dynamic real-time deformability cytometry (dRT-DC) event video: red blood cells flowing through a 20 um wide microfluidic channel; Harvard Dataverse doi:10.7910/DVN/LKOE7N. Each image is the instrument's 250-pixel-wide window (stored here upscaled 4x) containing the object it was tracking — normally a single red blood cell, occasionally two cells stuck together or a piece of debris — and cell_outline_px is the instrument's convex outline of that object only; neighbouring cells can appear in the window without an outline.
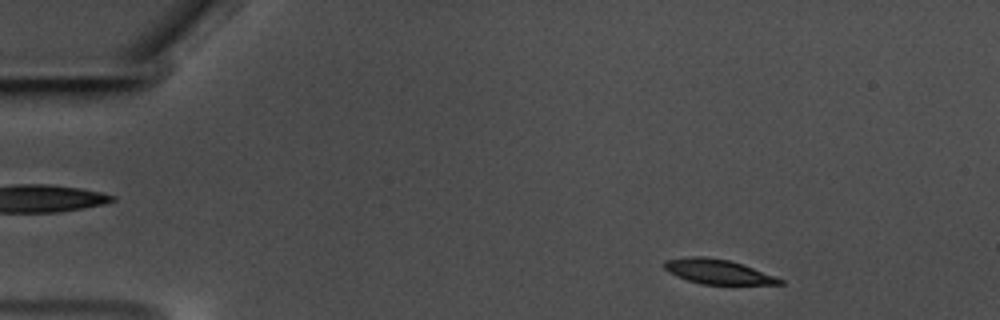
{"species": "common noctule bat (a hibernating species)", "species_latin": "Nyctalus noctula", "temperature_condition": "warm", "stored_images_in_passage": 55, "camera_frame_rate_fps": 3000, "um_per_image_px": 0.085, "animal": {"sex": "male", "body_mass_g": 17.5, "forearm_length_mm": 52.3}, "frame": {"image": 1, "passage_image": 5, "time_ms": 1.333, "image_size_px": [1000, 320], "cell_outline_px": [[784, 284], [700, 284], [676, 276], [668, 272], [664, 268], [664, 260], [688, 256], [704, 256], [728, 260], [752, 268], [784, 280]], "centroid_in_image_um": [60.94, 23.08], "position_along_channel_um": 24.1, "area_um2": 16.36}}
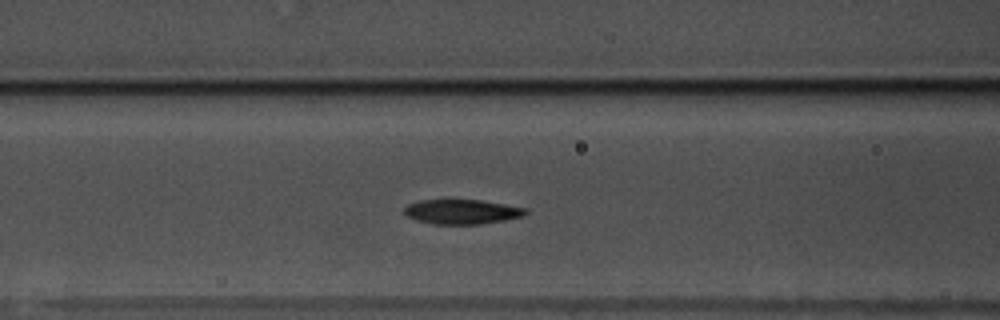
{"frame": {"image": 2, "passage_image": 21, "time_ms": 6.667, "image_size_px": [1000, 320], "cell_outline_px": [[528, 212], [524, 216], [504, 220], [480, 224], [432, 224], [416, 220], [408, 216], [404, 212], [404, 208], [408, 204], [420, 200], [480, 200], [528, 208]], "centroid_in_image_um": [39.28, 18.0], "position_along_channel_um": 127.3, "area_um2": 17.4}}
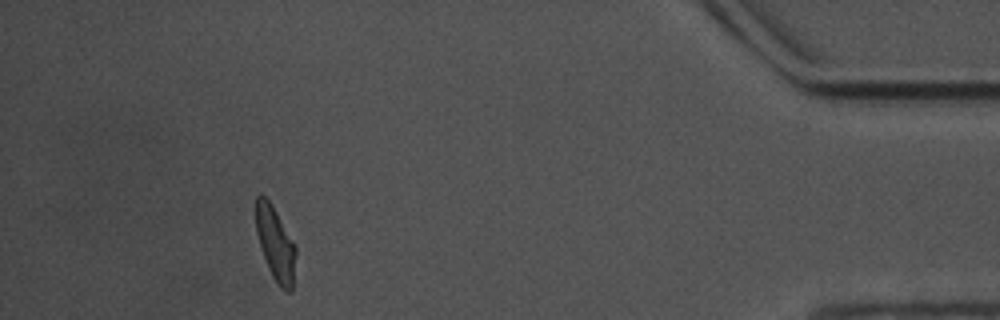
{"frame": {"image": 3, "passage_image": 50, "time_ms": 16.333, "image_size_px": [1000, 320], "cell_outline_px": [[296, 252], [292, 292], [284, 292], [272, 276], [268, 268], [256, 232], [256, 196], [260, 192], [268, 200], [296, 248]], "centroid_in_image_um": [23.4, 20.77], "position_along_channel_um": 411.8, "area_um2": 16.65}, "authors_computed_cell_mechanics": {"area_um2": 17.8024, "velocity_mm_per_s": 3.5322, "shape_relaxation_time_tau1_ms": 3.6807, "shape_relaxation_time_tau2_ms": 3.1436, "deformation_change_tau1": 0.1489, "deformation_change_tau2": 0.087}}